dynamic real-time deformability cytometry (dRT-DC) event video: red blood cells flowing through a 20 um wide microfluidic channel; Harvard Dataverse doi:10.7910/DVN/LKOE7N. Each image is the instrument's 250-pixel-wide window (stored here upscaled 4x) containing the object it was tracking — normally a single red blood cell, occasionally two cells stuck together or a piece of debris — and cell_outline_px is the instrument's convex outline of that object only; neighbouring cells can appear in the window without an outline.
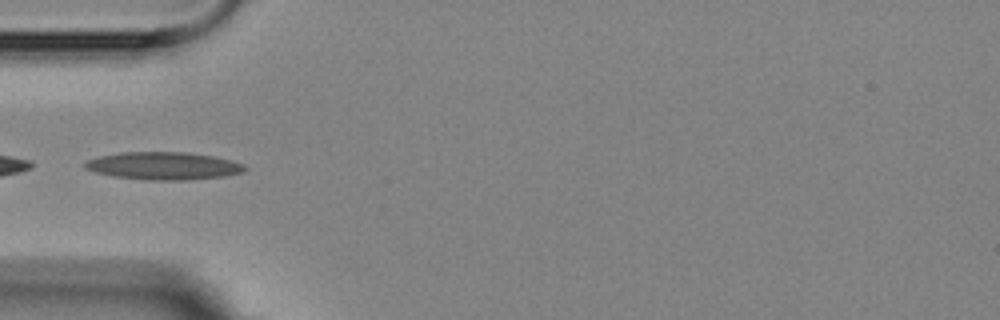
{"species": "Egyptian fruit bat (a non-hibernating species)", "species_latin": "Rousettus aegyptiacus", "temperature_condition": "room temperature", "stored_images_in_passage": 4, "camera_frame_rate_fps": 3000, "um_per_image_px": 0.085, "animal": {"sex": "female"}, "frame": {"image": 1, "passage_image": 4, "time_ms": 3.333, "image_size_px": [1000, 320], "cell_outline_px": [[248, 168], [244, 172], [224, 176], [188, 180], [148, 180], [112, 176], [96, 172], [84, 168], [84, 164], [88, 160], [100, 156], [120, 152], [188, 152], [212, 156], [244, 164]], "centroid_in_image_um": [13.9, 14.1], "position_along_channel_um": 71.1, "area_um2": 25.72}}